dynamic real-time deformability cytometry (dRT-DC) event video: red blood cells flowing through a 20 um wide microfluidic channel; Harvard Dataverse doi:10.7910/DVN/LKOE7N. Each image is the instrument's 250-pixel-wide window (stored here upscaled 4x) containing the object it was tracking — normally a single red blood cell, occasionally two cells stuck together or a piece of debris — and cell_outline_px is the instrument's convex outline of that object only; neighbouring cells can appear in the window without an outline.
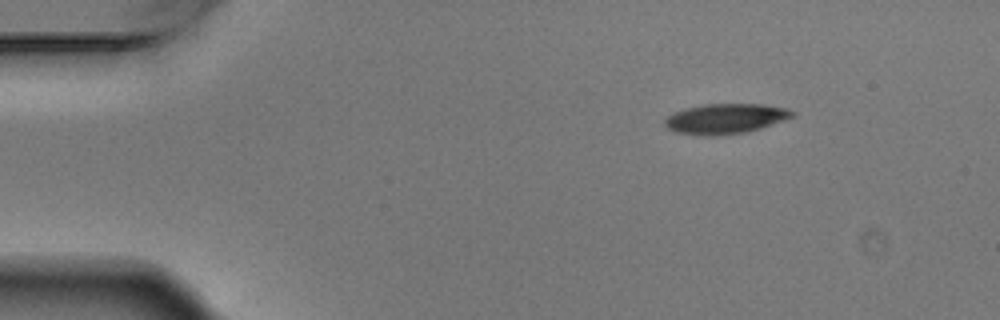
{"species": "Egyptian fruit bat (a non-hibernating species)", "species_latin": "Rousettus aegyptiacus", "temperature_condition": "warm", "stored_images_in_passage": 5, "camera_frame_rate_fps": 3000, "um_per_image_px": 0.085, "animal": {"sex": "male"}, "frame": {"image": 1, "passage_image": 1, "time_ms": 0.0, "image_size_px": [1000, 320], "cell_outline_px": [[796, 116], [748, 132], [716, 136], [704, 136], [676, 132], [668, 128], [664, 124], [664, 120], [672, 112], [684, 108], [704, 104], [764, 104], [788, 108], [796, 112]], "centroid_in_image_um": [61.67, 10.08], "position_along_channel_um": 23.3, "area_um2": 22.66}}
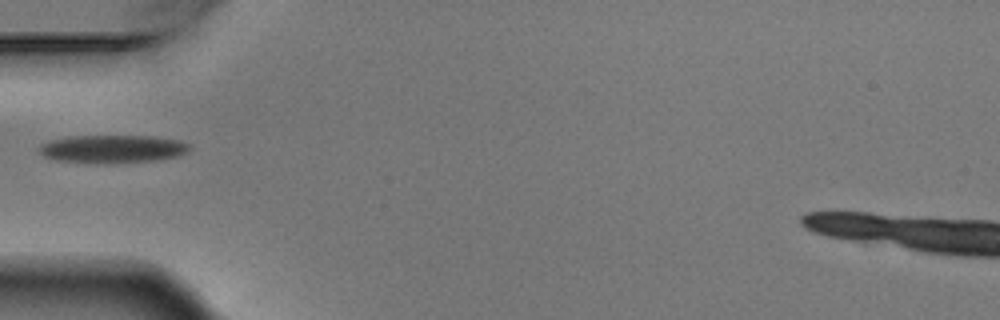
{"frame": {"image": 2, "passage_image": 4, "time_ms": 1.0, "image_size_px": [1000, 320], "cell_outline_px": [[188, 152], [176, 156], [156, 160], [60, 160], [44, 156], [40, 152], [40, 144], [52, 140], [68, 136], [152, 136], [180, 140], [188, 144]], "centroid_in_image_um": [9.61, 12.59], "position_along_channel_um": 75.4, "area_um2": 22.95}}
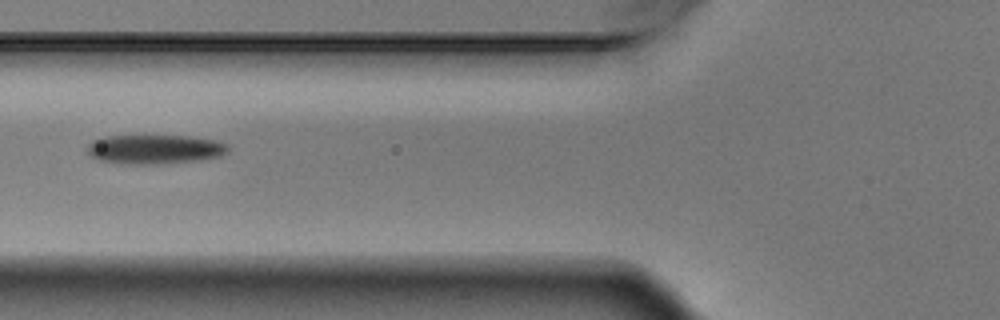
{"frame": {"image": 3, "passage_image": 5, "time_ms": 1.333, "image_size_px": [1000, 320], "cell_outline_px": [[228, 152], [220, 156], [200, 160], [148, 164], [128, 164], [100, 160], [92, 156], [88, 152], [88, 144], [92, 140], [104, 136], [188, 136], [212, 140], [228, 144]], "centroid_in_image_um": [13.15, 12.68], "position_along_channel_um": 112.7, "area_um2": 23.7}}